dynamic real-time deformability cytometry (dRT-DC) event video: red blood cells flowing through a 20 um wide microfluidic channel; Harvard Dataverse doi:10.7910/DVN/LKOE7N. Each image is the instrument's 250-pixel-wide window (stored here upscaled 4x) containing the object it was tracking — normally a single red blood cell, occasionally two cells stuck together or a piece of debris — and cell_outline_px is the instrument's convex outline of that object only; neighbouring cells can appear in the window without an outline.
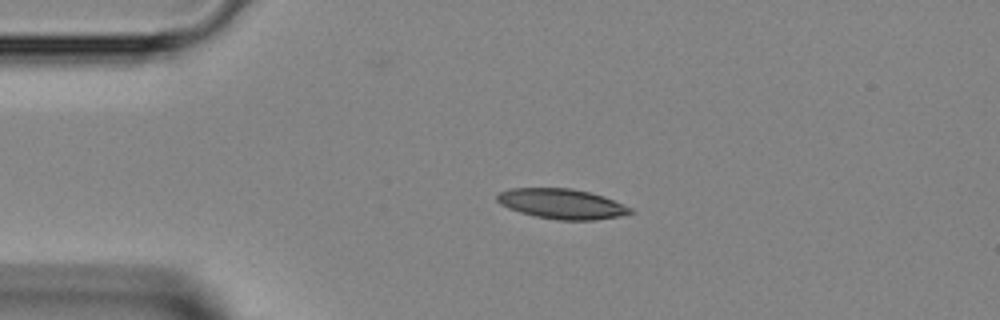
{"species": "Egyptian fruit bat (a non-hibernating species)", "species_latin": "Rousettus aegyptiacus", "temperature_condition": "room temperature", "stored_images_in_passage": 38, "camera_frame_rate_fps": 3000, "um_per_image_px": 0.085, "animal": {"sex": "female"}, "frame": {"image": 1, "passage_image": 3, "time_ms": 0.667, "image_size_px": [1000, 320], "cell_outline_px": [[636, 212], [620, 216], [596, 220], [556, 220], [536, 216], [520, 212], [508, 208], [500, 204], [496, 200], [496, 196], [500, 192], [508, 188], [572, 188], [604, 196], [632, 208]], "centroid_in_image_um": [47.76, 17.33], "position_along_channel_um": 37.2, "area_um2": 23.47}}
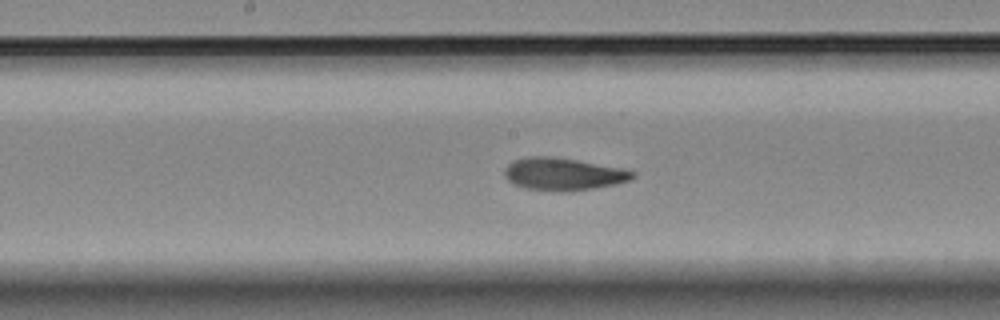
{"frame": {"image": 2, "passage_image": 16, "time_ms": 5.0, "image_size_px": [1000, 320], "cell_outline_px": [[636, 176], [628, 180], [616, 184], [568, 192], [560, 192], [528, 188], [516, 184], [508, 180], [504, 176], [504, 168], [512, 160], [528, 156], [552, 156], [624, 168], [636, 172]], "centroid_in_image_um": [47.88, 14.78], "position_along_channel_um": 200.3, "area_um2": 24.28}}
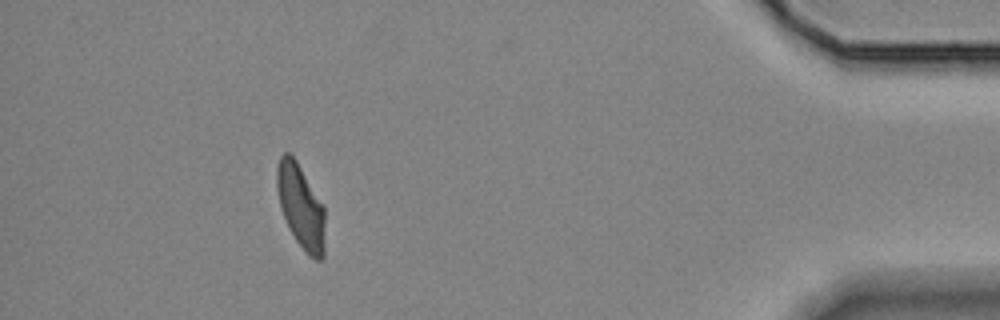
{"frame": {"image": 3, "passage_image": 34, "time_ms": 11.0, "image_size_px": [1000, 320], "cell_outline_px": [[324, 256], [320, 260], [316, 260], [308, 256], [296, 240], [288, 228], [280, 208], [276, 188], [276, 168], [280, 156], [284, 152], [288, 152], [296, 160], [324, 204]], "centroid_in_image_um": [25.56, 17.55], "position_along_channel_um": 409.6, "area_um2": 23.87}}